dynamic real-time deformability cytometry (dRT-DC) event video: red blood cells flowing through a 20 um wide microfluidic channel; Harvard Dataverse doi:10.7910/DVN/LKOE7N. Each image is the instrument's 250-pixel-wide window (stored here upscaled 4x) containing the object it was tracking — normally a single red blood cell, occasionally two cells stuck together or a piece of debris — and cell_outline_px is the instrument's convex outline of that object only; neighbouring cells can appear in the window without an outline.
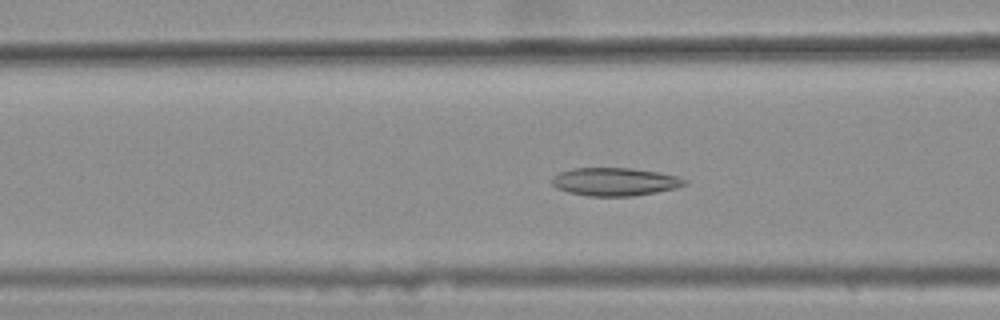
{"species": "common noctule bat (a hibernating species)", "species_latin": "Nyctalus noctula", "temperature_condition": "warm", "stored_images_in_passage": 47, "camera_frame_rate_fps": 3000, "um_per_image_px": 0.085, "animal": {"sex": "female", "body_mass_g": 25.1}, "frame": {"image": 1, "passage_image": 22, "time_ms": 7.0, "image_size_px": [1000, 320], "cell_outline_px": [[688, 184], [676, 188], [656, 192], [632, 196], [588, 196], [568, 192], [556, 188], [552, 184], [552, 176], [560, 172], [576, 168], [632, 168], [660, 172], [676, 176], [684, 180]], "centroid_in_image_um": [52.25, 15.45], "position_along_channel_um": 114.4, "area_um2": 21.68}}
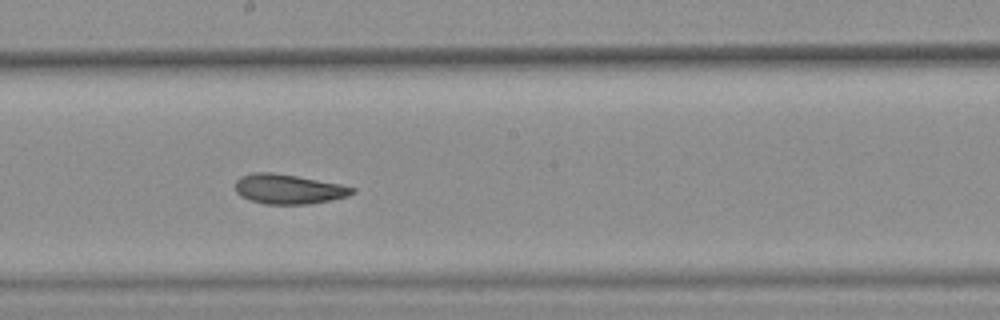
{"frame": {"image": 2, "passage_image": 31, "time_ms": 10.0, "image_size_px": [1000, 320], "cell_outline_px": [[356, 192], [348, 196], [332, 200], [312, 204], [264, 204], [240, 196], [236, 192], [236, 180], [240, 176], [252, 172], [272, 172], [296, 176], [340, 184], [356, 188]], "centroid_in_image_um": [24.53, 16.07], "position_along_channel_um": 223.7, "area_um2": 20.35}}
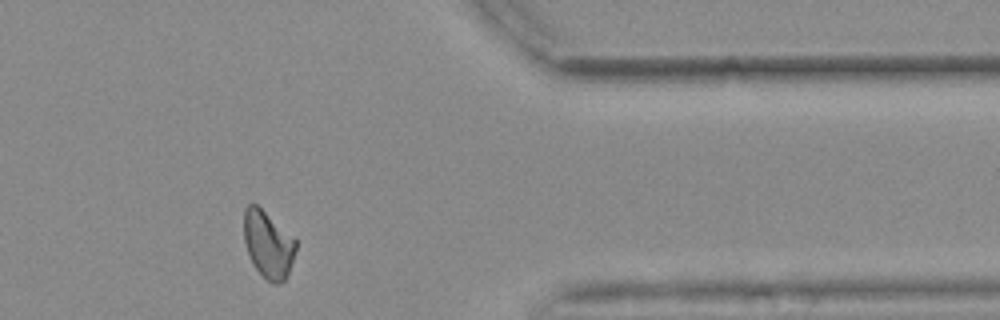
{"frame": {"image": 3, "passage_image": 46, "time_ms": 15.0, "image_size_px": [1000, 320], "cell_outline_px": [[296, 248], [288, 272], [284, 280], [276, 284], [272, 284], [252, 264], [244, 240], [244, 208], [248, 204], [256, 204], [296, 240]], "centroid_in_image_um": [22.77, 20.77], "position_along_channel_um": 388.6, "area_um2": 19.77}, "authors_computed_cell_mechanics": {"area_um2": 21.2704, "velocity_mm_per_s": 3.6468, "shape_relaxation_time_tau1_ms": null, "shape_relaxation_time_tau2_ms": 4.0094, "deformation_change_tau1": null, "deformation_change_tau2": 0.0931}}